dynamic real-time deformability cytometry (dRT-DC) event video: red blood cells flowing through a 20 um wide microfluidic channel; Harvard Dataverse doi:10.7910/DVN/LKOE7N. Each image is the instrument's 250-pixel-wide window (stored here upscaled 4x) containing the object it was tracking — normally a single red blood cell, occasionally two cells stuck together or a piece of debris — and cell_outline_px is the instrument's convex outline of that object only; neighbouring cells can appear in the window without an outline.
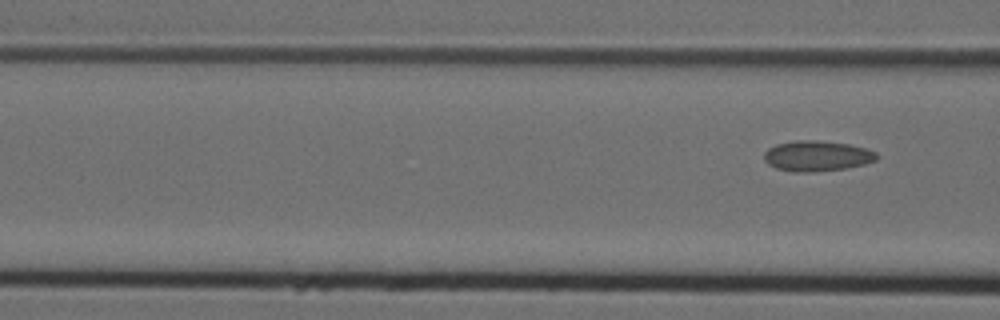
{"species": "Egyptian fruit bat (a non-hibernating species)", "species_latin": "Rousettus aegyptiacus", "temperature_condition": "cold", "stored_images_in_passage": 8, "segment_of_instrument_passage": [2, 2], "camera_frame_rate_fps": 3000, "um_per_image_px": 0.085, "animal": {"sex": "female"}, "frame": {"image": 1, "passage_image": 8, "time_ms": 2.333, "image_size_px": [1000, 320], "cell_outline_px": [[876, 160], [864, 164], [844, 168], [816, 172], [792, 172], [776, 168], [768, 164], [764, 160], [764, 152], [768, 148], [776, 144], [796, 140], [816, 140], [848, 144], [864, 148], [876, 152]], "centroid_in_image_um": [69.39, 13.26], "position_along_channel_um": 97.2, "area_um2": 19.94}}